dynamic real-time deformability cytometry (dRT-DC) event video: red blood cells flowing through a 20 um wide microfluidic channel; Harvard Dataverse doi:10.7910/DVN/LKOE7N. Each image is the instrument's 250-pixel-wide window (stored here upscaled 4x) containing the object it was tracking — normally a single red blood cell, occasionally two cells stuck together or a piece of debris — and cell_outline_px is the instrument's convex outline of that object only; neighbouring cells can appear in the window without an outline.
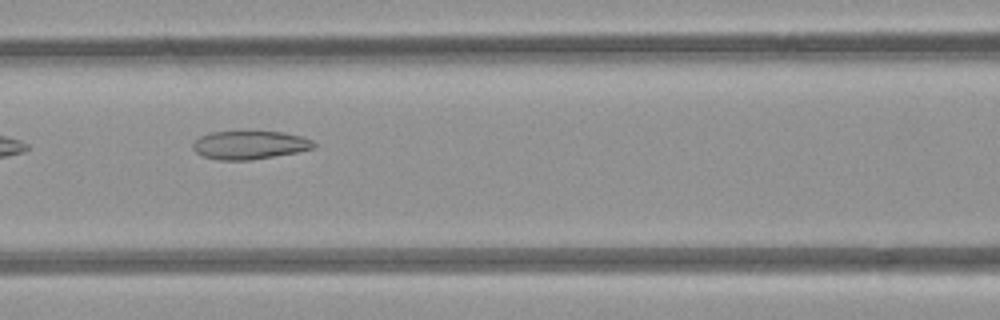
{"species": "common noctule bat (a hibernating species)", "species_latin": "Nyctalus noctula", "temperature_condition": "room temperature", "stored_images_in_passage": 6, "camera_frame_rate_fps": 3000, "um_per_image_px": 0.085, "animal": {"sex": "female", "body_mass_g": 21.9}, "frame": {"image": 1, "passage_image": 3, "time_ms": 2.333, "image_size_px": [1000, 320], "cell_outline_px": [[316, 148], [296, 152], [252, 160], [220, 160], [204, 156], [196, 152], [192, 148], [192, 144], [200, 136], [208, 132], [284, 132], [304, 136], [312, 140], [316, 144]], "centroid_in_image_um": [21.25, 12.32], "position_along_channel_um": 145.4, "area_um2": 20.0}}
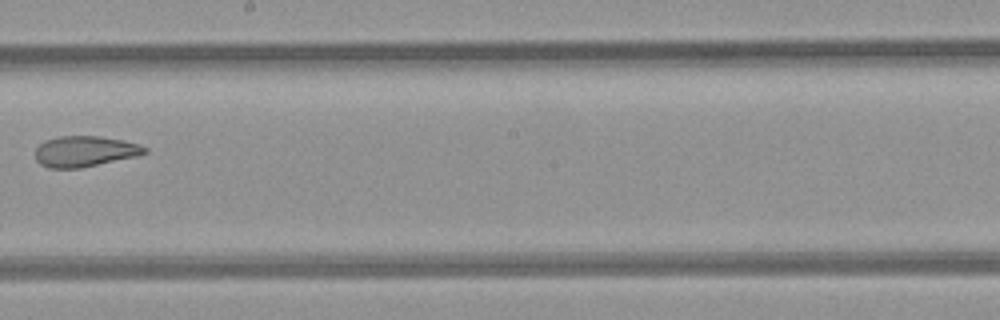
{"frame": {"image": 2, "passage_image": 5, "time_ms": 4.667, "image_size_px": [1000, 320], "cell_outline_px": [[148, 152], [140, 156], [80, 168], [48, 168], [40, 164], [36, 160], [36, 148], [44, 140], [60, 136], [100, 136], [124, 140], [140, 144], [148, 148]], "centroid_in_image_um": [7.25, 12.86], "position_along_channel_um": 240.9, "area_um2": 19.88}}
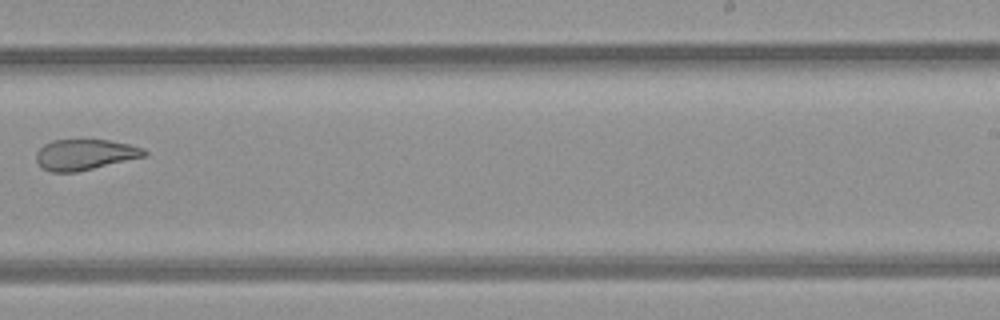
{"frame": {"image": 3, "passage_image": 6, "time_ms": 5.667, "image_size_px": [1000, 320], "cell_outline_px": [[148, 152], [144, 156], [76, 172], [52, 172], [40, 168], [36, 160], [36, 152], [44, 144], [52, 140], [108, 140], [128, 144], [144, 148]], "centroid_in_image_um": [7.16, 13.14], "position_along_channel_um": 281.8, "area_um2": 19.19}}